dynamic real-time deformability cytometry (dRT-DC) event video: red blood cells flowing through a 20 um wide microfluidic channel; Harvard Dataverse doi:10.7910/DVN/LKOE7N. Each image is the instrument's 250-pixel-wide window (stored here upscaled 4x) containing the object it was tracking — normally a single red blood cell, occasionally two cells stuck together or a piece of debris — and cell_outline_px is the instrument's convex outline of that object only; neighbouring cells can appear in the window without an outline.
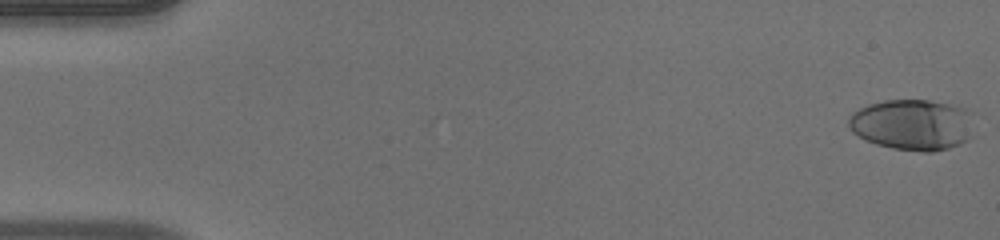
{"species": "human", "species_latin": "Homo sapiens", "temperature_condition": "warm", "stored_images_in_passage": 53, "camera_frame_rate_fps": 3000, "um_per_image_px": 0.085, "donor": {"sex": "male"}, "frame": {"image": 1, "passage_image": 1, "time_ms": 0.0, "image_size_px": [1000, 240], "cell_outline_px": [[976, 112], [972, 136], [968, 140], [960, 144], [948, 148], [932, 152], [924, 152], [892, 148], [876, 144], [864, 140], [852, 132], [848, 128], [848, 116], [852, 112], [868, 104], [884, 100], [928, 100], [968, 108]], "centroid_in_image_um": [77.61, 10.59], "position_along_channel_um": 7.4, "area_um2": 38.21}}
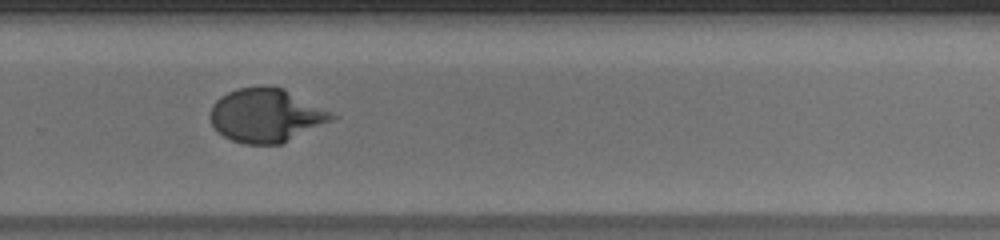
{"frame": {"image": 2, "passage_image": 36, "time_ms": 11.667, "image_size_px": [1000, 240], "cell_outline_px": [[340, 116], [332, 120], [280, 144], [244, 144], [232, 140], [224, 136], [212, 124], [208, 116], [212, 104], [220, 96], [236, 88], [260, 84], [264, 84], [284, 88]], "centroid_in_image_um": [22.59, 9.77], "position_along_channel_um": 307.2, "area_um2": 38.26}}
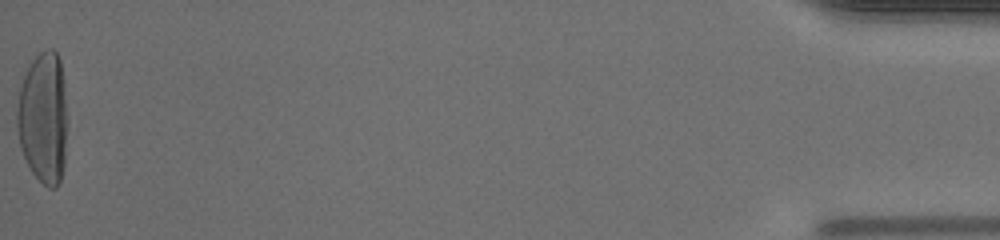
{"frame": {"image": 3, "passage_image": 53, "time_ms": 17.333, "image_size_px": [1000, 240], "cell_outline_px": [[68, 116], [64, 164], [60, 180], [56, 188], [48, 188], [32, 172], [20, 148], [16, 124], [16, 112], [20, 88], [24, 76], [32, 60], [40, 52], [48, 48], [52, 48], [56, 52], [60, 60], [64, 84]], "centroid_in_image_um": [3.69, 10.01], "position_along_channel_um": 431.5, "area_um2": 39.07}, "authors_computed_cell_mechanics": {"area_um2": 37.5122, "velocity_mm_per_s": 3.9412, "shape_relaxation_time_tau1_ms": 4.6564, "shape_relaxation_time_tau2_ms": null, "deformation_change_tau1": 0.2491, "deformation_change_tau2": null}}